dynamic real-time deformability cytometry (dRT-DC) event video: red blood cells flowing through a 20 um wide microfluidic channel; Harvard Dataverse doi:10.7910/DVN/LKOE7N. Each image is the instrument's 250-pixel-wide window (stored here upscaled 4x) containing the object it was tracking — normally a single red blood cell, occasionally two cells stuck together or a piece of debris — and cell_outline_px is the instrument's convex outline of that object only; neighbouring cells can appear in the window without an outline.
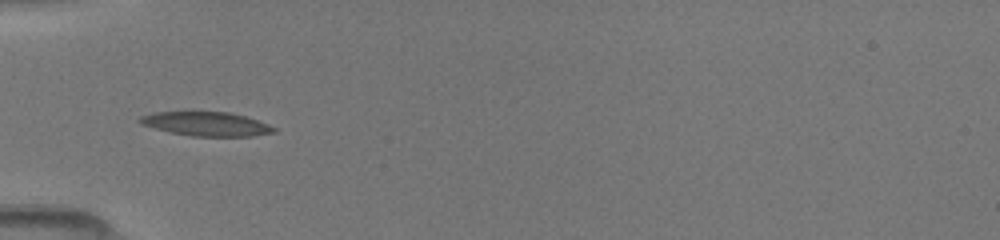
{"species": "common noctule bat (a hibernating species)", "species_latin": "Nyctalus noctula", "temperature_condition": "room temperature", "stored_images_in_passage": 7, "camera_frame_rate_fps": 3000, "um_per_image_px": 0.085, "animal": {"sex": "female", "body_mass_g": 19.5, "forearm_length_mm": 54.1}, "frame": {"image": 1, "passage_image": 1, "time_ms": 0.0, "image_size_px": [1000, 240], "cell_outline_px": [[276, 132], [252, 136], [192, 136], [172, 132], [140, 124], [136, 120], [140, 116], [156, 112], [228, 112], [244, 116], [268, 124], [276, 128]], "centroid_in_image_um": [17.53, 10.53], "position_along_channel_um": 67.5, "area_um2": 18.55}}
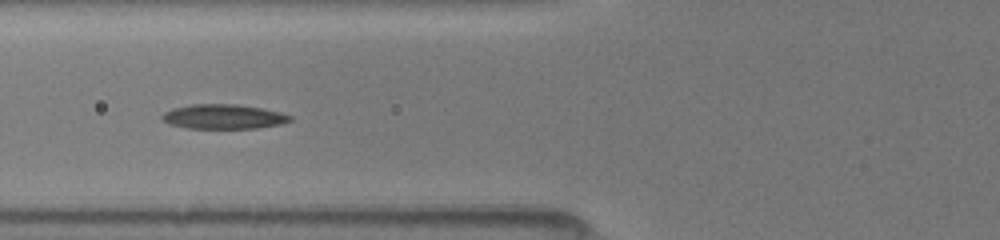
{"frame": {"image": 2, "passage_image": 6, "time_ms": 1.0, "image_size_px": [1000, 240], "cell_outline_px": [[292, 120], [280, 124], [256, 128], [188, 128], [168, 124], [160, 116], [164, 112], [172, 108], [192, 104], [236, 104], [260, 108], [280, 112], [292, 116]], "centroid_in_image_um": [18.97, 9.91], "position_along_channel_um": 106.8, "area_um2": 18.26}}